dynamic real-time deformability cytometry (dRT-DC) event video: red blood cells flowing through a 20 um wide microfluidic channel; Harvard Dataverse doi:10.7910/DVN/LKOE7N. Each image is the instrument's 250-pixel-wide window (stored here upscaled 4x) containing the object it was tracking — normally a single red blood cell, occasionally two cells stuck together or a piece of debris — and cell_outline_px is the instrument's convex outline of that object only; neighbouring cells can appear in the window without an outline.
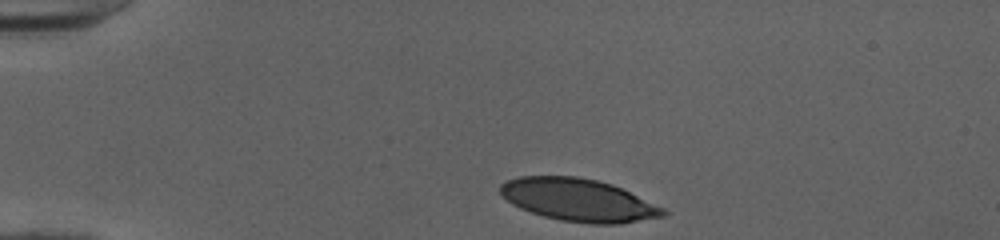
{"species": "human", "species_latin": "Homo sapiens", "temperature_condition": "cold", "stored_images_in_passage": 34, "camera_frame_rate_fps": 3000, "um_per_image_px": 0.085, "donor": {"sex": "female"}, "frame": {"image": 1, "passage_image": 1, "time_ms": 0.0, "image_size_px": [1000, 240], "cell_outline_px": [[668, 212], [664, 216], [620, 224], [592, 224], [560, 220], [544, 216], [520, 208], [512, 204], [500, 192], [500, 184], [508, 180], [520, 176], [576, 176], [596, 180], [612, 184], [664, 208]], "centroid_in_image_um": [49.17, 17.0], "position_along_channel_um": 35.8, "area_um2": 40.17}}
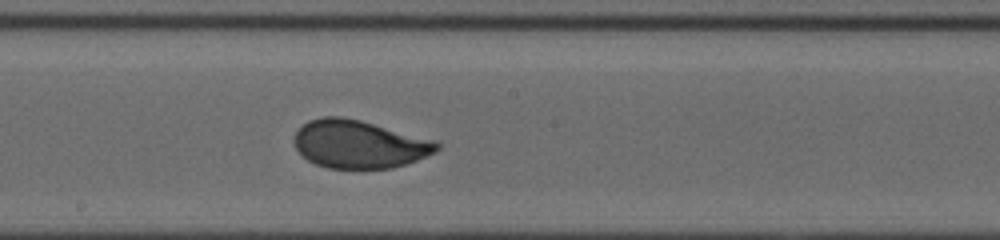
{"frame": {"image": 2, "passage_image": 19, "time_ms": 6.0, "image_size_px": [1000, 240], "cell_outline_px": [[440, 148], [436, 152], [416, 160], [392, 168], [328, 168], [316, 164], [308, 160], [296, 148], [292, 140], [296, 132], [308, 120], [324, 116], [340, 116], [360, 120], [436, 140], [440, 144]], "centroid_in_image_um": [30.53, 12.25], "position_along_channel_um": 217.7, "area_um2": 39.82}}
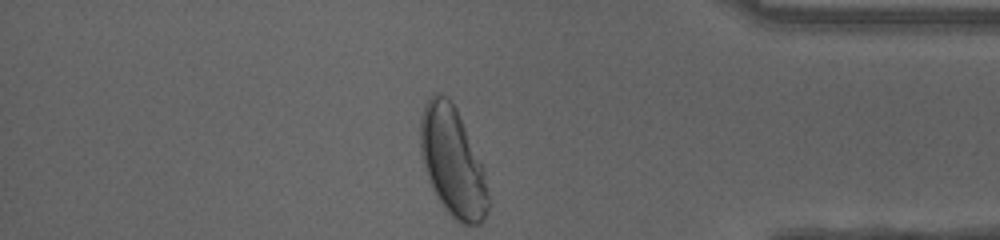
{"frame": {"image": 3, "passage_image": 34, "time_ms": 11.0, "image_size_px": [1000, 240], "cell_outline_px": [[488, 208], [480, 224], [460, 224], [444, 208], [432, 188], [428, 180], [424, 168], [420, 152], [420, 116], [424, 104], [428, 96], [432, 92], [436, 92], [444, 96], [456, 108], [484, 168], [488, 196]], "centroid_in_image_um": [38.44, 13.73], "position_along_channel_um": 396.8, "area_um2": 43.06}, "authors_computed_cell_mechanics": {"area_um2": 39.9976, "velocity_mm_per_s": 4.0017, "shape_relaxation_time_tau1_ms": 4.3271, "shape_relaxation_time_tau2_ms": null, "deformation_change_tau1": 0.1756, "deformation_change_tau2": null}}